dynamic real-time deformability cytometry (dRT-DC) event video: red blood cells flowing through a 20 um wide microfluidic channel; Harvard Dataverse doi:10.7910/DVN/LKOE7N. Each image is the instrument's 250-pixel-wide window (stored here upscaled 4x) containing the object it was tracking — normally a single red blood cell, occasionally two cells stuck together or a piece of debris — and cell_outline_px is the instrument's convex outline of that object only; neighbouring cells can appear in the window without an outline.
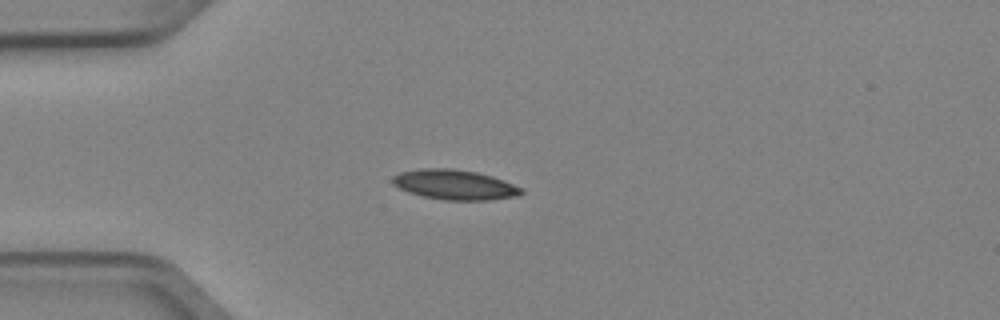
{"species": "Egyptian fruit bat (a non-hibernating species)", "species_latin": "Rousettus aegyptiacus", "temperature_condition": "cold", "stored_images_in_passage": 2, "camera_frame_rate_fps": 3000, "um_per_image_px": 0.085, "animal": {"sex": "female"}, "frame": {"image": 1, "passage_image": 1, "time_ms": 0.0, "image_size_px": [1000, 320], "cell_outline_px": [[524, 192], [520, 196], [488, 200], [444, 200], [424, 196], [408, 192], [392, 184], [392, 176], [400, 172], [420, 168], [452, 168], [476, 172], [492, 176], [504, 180], [524, 188]], "centroid_in_image_um": [38.68, 15.69], "position_along_channel_um": 46.3, "area_um2": 22.66}}